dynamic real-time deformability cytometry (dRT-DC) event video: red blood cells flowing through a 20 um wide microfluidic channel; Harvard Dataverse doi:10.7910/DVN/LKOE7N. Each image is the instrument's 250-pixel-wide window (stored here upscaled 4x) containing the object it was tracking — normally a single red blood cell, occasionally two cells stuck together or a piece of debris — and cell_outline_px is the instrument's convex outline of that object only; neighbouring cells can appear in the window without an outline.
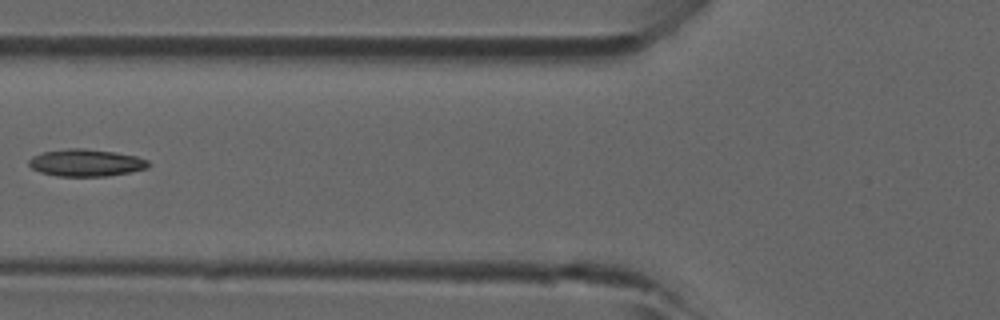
{"species": "common noctule bat (a hibernating species)", "species_latin": "Nyctalus noctula", "temperature_condition": "room temperature", "stored_images_in_passage": 6, "camera_frame_rate_fps": 3000, "um_per_image_px": 0.085, "animal": {"sex": "male", "forearm_length_mm": 52.5}, "frame": {"image": 1, "passage_image": 6, "time_ms": 1.667, "image_size_px": [1000, 320], "cell_outline_px": [[148, 168], [128, 172], [104, 176], [56, 176], [40, 172], [32, 168], [28, 164], [28, 160], [32, 156], [44, 152], [68, 148], [84, 148], [116, 152], [136, 156], [148, 160]], "centroid_in_image_um": [7.28, 13.83], "position_along_channel_um": 118.5, "area_um2": 18.84}}